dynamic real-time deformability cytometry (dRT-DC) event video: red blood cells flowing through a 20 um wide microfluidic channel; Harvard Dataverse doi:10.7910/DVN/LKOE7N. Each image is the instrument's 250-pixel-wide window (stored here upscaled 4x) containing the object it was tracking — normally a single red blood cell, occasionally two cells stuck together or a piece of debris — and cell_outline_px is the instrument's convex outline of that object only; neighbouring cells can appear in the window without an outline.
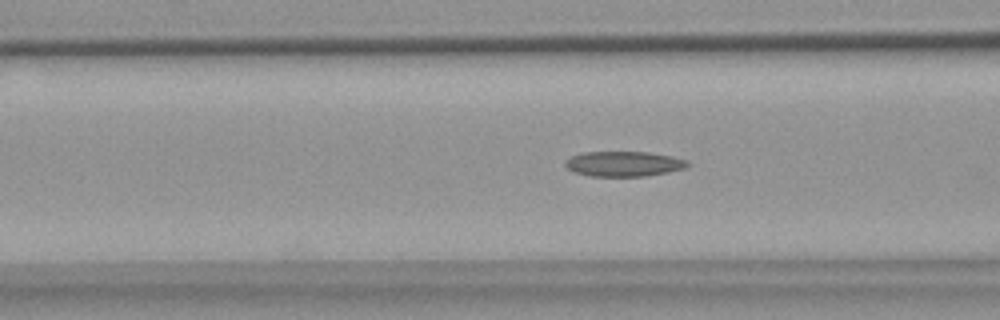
{"species": "common noctule bat (a hibernating species)", "species_latin": "Nyctalus noctula", "temperature_condition": "warm", "stored_images_in_passage": 49, "camera_frame_rate_fps": 3000, "um_per_image_px": 0.085, "animal": {"sex": "female", "body_mass_g": 18.4}, "frame": {"image": 1, "passage_image": 20, "time_ms": 6.333, "image_size_px": [1000, 320], "cell_outline_px": [[688, 164], [684, 168], [668, 172], [644, 176], [592, 176], [576, 172], [568, 168], [564, 164], [564, 160], [572, 156], [584, 152], [648, 152], [672, 156], [684, 160]], "centroid_in_image_um": [52.98, 13.92], "position_along_channel_um": 113.6, "area_um2": 17.63}}
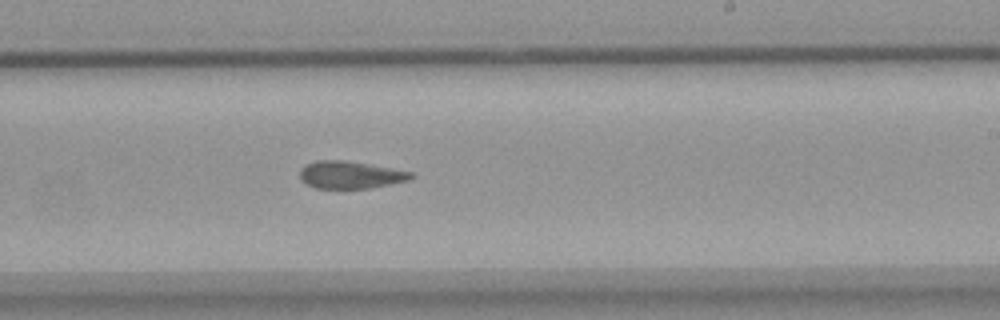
{"frame": {"image": 2, "passage_image": 32, "time_ms": 10.333, "image_size_px": [1000, 320], "cell_outline_px": [[412, 176], [408, 180], [368, 188], [316, 188], [300, 180], [300, 168], [304, 164], [316, 160], [344, 160], [392, 168], [412, 172]], "centroid_in_image_um": [29.71, 14.85], "position_along_channel_um": 259.3, "area_um2": 17.57}}
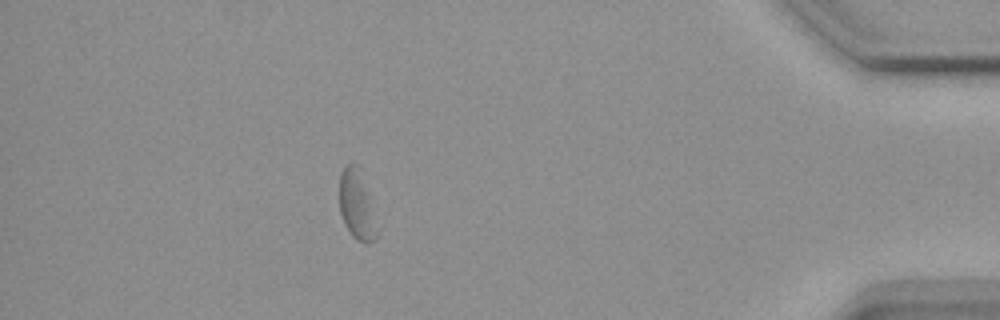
{"frame": {"image": 3, "passage_image": 48, "time_ms": 15.667, "image_size_px": [1000, 320], "cell_outline_px": [[376, 236], [372, 240], [364, 244], [356, 240], [352, 236], [344, 224], [340, 212], [340, 172], [348, 164], [356, 164], [364, 192]], "centroid_in_image_um": [30.19, 17.49], "position_along_channel_um": 405.0, "area_um2": 13.29}}